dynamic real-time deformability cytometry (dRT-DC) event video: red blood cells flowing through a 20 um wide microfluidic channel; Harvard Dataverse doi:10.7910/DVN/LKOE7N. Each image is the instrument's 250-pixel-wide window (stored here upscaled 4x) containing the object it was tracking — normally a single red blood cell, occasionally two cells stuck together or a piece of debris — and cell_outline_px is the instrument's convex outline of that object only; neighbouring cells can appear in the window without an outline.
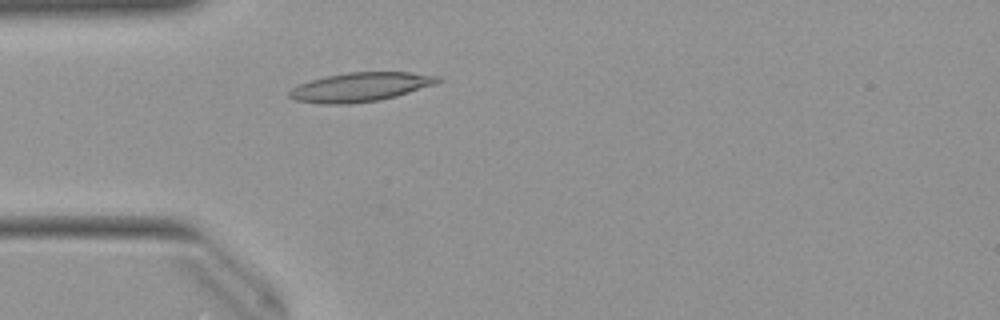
{"species": "Egyptian fruit bat (a non-hibernating species)", "species_latin": "Rousettus aegyptiacus", "temperature_condition": "warm", "stored_images_in_passage": 46, "camera_frame_rate_fps": 3000, "um_per_image_px": 0.085, "animal": {"sex": "female"}, "frame": {"image": 1, "passage_image": 10, "time_ms": 3.0, "image_size_px": [1000, 320], "cell_outline_px": [[444, 80], [436, 84], [396, 96], [380, 100], [348, 104], [320, 104], [296, 100], [288, 96], [288, 92], [292, 88], [300, 84], [312, 80], [328, 76], [348, 72], [412, 72], [440, 76]], "centroid_in_image_um": [30.68, 7.4], "position_along_channel_um": 54.3, "area_um2": 25.14}}
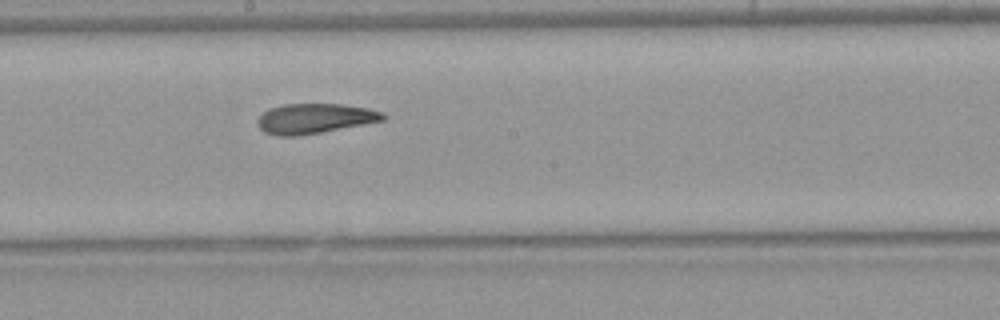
{"frame": {"image": 2, "passage_image": 23, "time_ms": 7.333, "image_size_px": [1000, 320], "cell_outline_px": [[388, 116], [384, 120], [300, 136], [276, 136], [264, 132], [260, 128], [256, 120], [268, 108], [284, 104], [340, 104], [368, 108], [384, 112]], "centroid_in_image_um": [26.74, 10.07], "position_along_channel_um": 221.5, "area_um2": 21.96}}
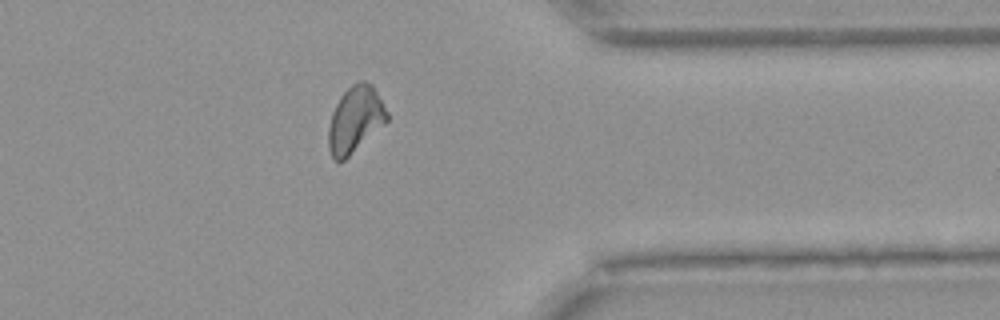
{"frame": {"image": 3, "passage_image": 36, "time_ms": 11.667, "image_size_px": [1000, 320], "cell_outline_px": [[388, 120], [384, 124], [344, 160], [332, 160], [328, 148], [328, 128], [332, 112], [340, 96], [352, 84], [360, 80], [364, 80], [372, 84], [388, 112]], "centroid_in_image_um": [30.17, 10.15], "position_along_channel_um": 381.2, "area_um2": 22.48}, "authors_computed_cell_mechanics": {"area_um2": 22.542, "velocity_mm_per_s": 3.9892, "shape_relaxation_time_tau1_ms": 9.1854, "shape_relaxation_time_tau2_ms": 2.4874, "deformation_change_tau1": 0.2399, "deformation_change_tau2": 0.0997}}